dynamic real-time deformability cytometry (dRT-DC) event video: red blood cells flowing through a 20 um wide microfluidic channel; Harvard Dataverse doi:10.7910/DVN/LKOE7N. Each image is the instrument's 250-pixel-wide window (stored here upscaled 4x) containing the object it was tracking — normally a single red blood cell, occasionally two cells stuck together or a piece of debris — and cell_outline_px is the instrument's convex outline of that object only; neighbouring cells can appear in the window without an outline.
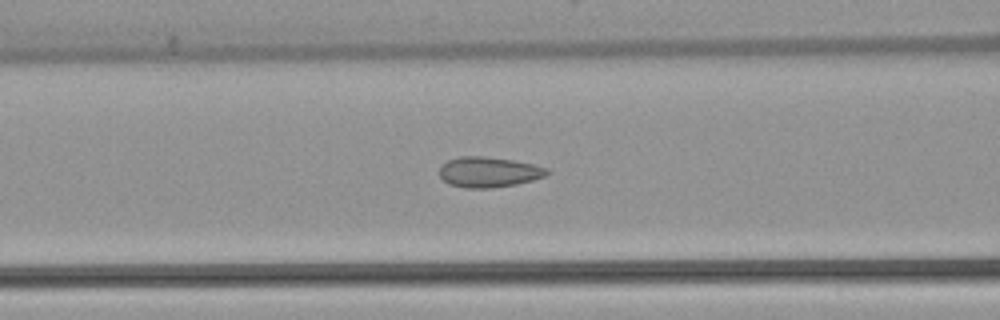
{"species": "common noctule bat (a hibernating species)", "species_latin": "Nyctalus noctula", "temperature_condition": "warm", "stored_images_in_passage": 53, "camera_frame_rate_fps": 3000, "um_per_image_px": 0.085, "animal": {"sex": "female", "body_mass_g": 22.7, "forearm_length_mm": 54.2}, "frame": {"image": 1, "passage_image": 21, "time_ms": 6.667, "image_size_px": [1000, 320], "cell_outline_px": [[552, 172], [544, 176], [532, 180], [516, 184], [492, 188], [464, 188], [448, 184], [440, 176], [440, 164], [448, 160], [460, 156], [484, 156], [512, 160], [532, 164], [548, 168]], "centroid_in_image_um": [41.53, 14.62], "position_along_channel_um": 125.1, "area_um2": 19.13}}
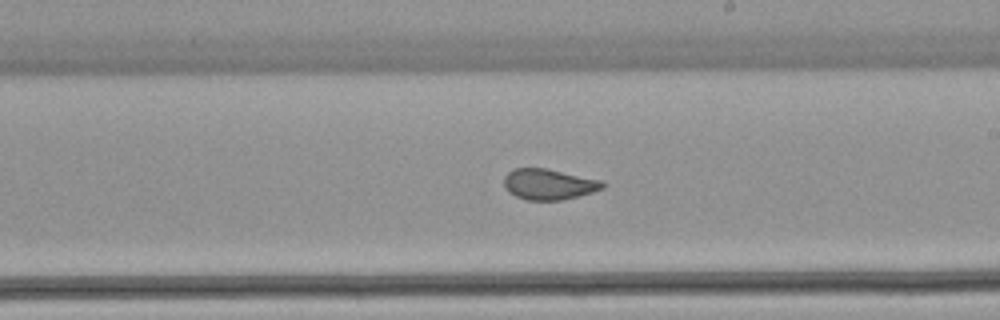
{"frame": {"image": 2, "passage_image": 30, "time_ms": 9.667, "image_size_px": [1000, 320], "cell_outline_px": [[604, 188], [580, 196], [560, 200], [524, 200], [508, 192], [504, 188], [504, 176], [508, 172], [516, 168], [544, 168], [600, 180], [604, 184]], "centroid_in_image_um": [46.6, 15.67], "position_along_channel_um": 242.4, "area_um2": 17.57}}
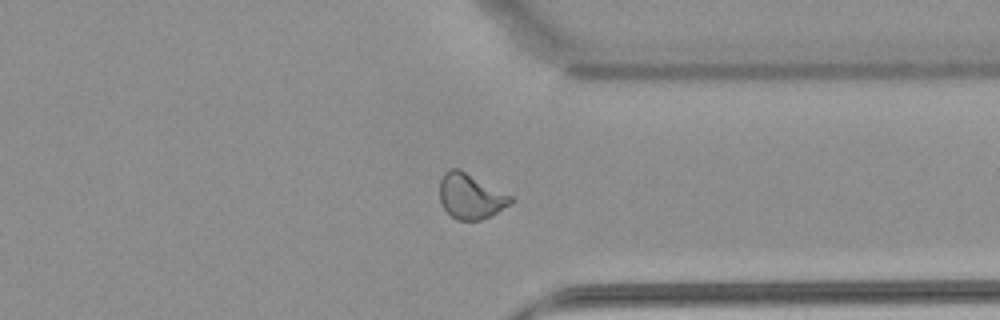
{"frame": {"image": 3, "passage_image": 40, "time_ms": 13.0, "image_size_px": [1000, 320], "cell_outline_px": [[516, 200], [492, 216], [480, 220], [456, 220], [444, 208], [440, 200], [440, 180], [444, 172], [448, 168], [460, 168], [512, 196]], "centroid_in_image_um": [40.01, 16.67], "position_along_channel_um": 371.4, "area_um2": 18.9}, "authors_computed_cell_mechanics": {"area_um2": 19.1318, "velocity_mm_per_s": 3.9186, "shape_relaxation_time_tau1_ms": null, "shape_relaxation_time_tau2_ms": 0.7174, "deformation_change_tau1": null, "deformation_change_tau2": 0.058}}